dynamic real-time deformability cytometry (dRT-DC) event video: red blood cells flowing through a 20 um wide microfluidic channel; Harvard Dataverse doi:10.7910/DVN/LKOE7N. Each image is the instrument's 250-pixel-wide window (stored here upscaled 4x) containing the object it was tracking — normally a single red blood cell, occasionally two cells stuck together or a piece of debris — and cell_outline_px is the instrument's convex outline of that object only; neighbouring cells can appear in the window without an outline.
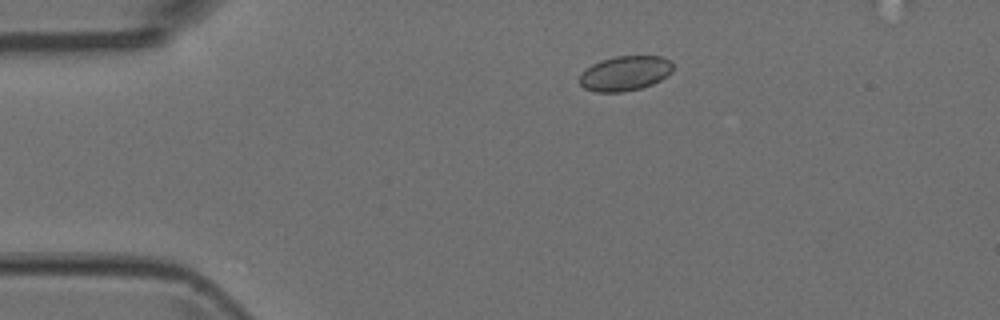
{"species": "Egyptian fruit bat (a non-hibernating species)", "species_latin": "Rousettus aegyptiacus", "temperature_condition": "room temperature", "stored_images_in_passage": 5, "camera_frame_rate_fps": 3000, "um_per_image_px": 0.085, "animal": {"sex": "female"}, "frame": {"image": 1, "passage_image": 2, "time_ms": 0.333, "image_size_px": [1000, 320], "cell_outline_px": [[672, 72], [668, 76], [652, 84], [640, 88], [624, 92], [596, 92], [584, 88], [580, 84], [580, 76], [592, 64], [600, 60], [616, 56], [660, 56], [668, 60], [672, 64]], "centroid_in_image_um": [53.13, 6.24], "position_along_channel_um": 31.9, "area_um2": 18.84}}
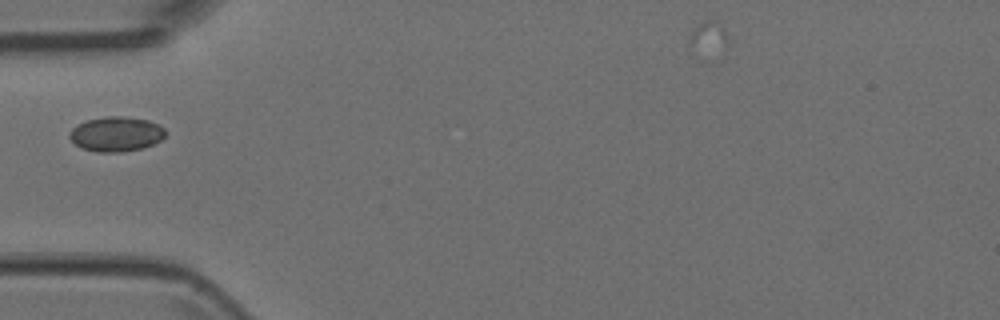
{"frame": {"image": 2, "passage_image": 4, "time_ms": 1.0, "image_size_px": [1000, 320], "cell_outline_px": [[164, 136], [160, 140], [152, 144], [140, 148], [120, 152], [100, 152], [84, 148], [76, 144], [68, 136], [72, 128], [88, 120], [104, 116], [120, 116], [148, 120], [164, 128]], "centroid_in_image_um": [9.86, 11.38], "position_along_channel_um": 75.1, "area_um2": 18.96}}